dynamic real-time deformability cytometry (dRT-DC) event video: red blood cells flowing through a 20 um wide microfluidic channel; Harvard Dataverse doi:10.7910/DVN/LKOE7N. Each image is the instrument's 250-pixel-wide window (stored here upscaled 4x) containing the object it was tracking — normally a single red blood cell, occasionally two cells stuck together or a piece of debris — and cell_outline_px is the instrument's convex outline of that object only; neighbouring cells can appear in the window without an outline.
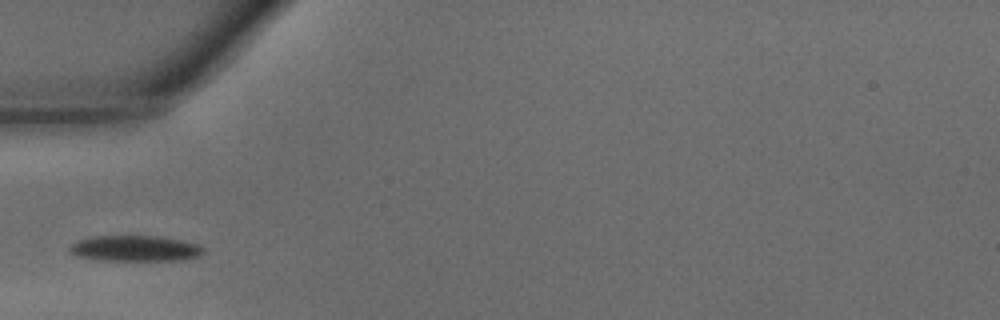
{"species": "common noctule bat (a hibernating species)", "species_latin": "Nyctalus noctula", "temperature_condition": "warm", "stored_images_in_passage": 22, "camera_frame_rate_fps": 3000, "um_per_image_px": 0.085, "animal": {"sex": "male", "body_mass_g": 15.6}, "frame": {"image": 1, "passage_image": 1, "time_ms": 0.0, "image_size_px": [1000, 320], "cell_outline_px": [[204, 252], [200, 256], [180, 260], [100, 260], [76, 256], [68, 248], [76, 240], [92, 236], [156, 236], [184, 240], [200, 244], [204, 248]], "centroid_in_image_um": [11.51, 21.11], "position_along_channel_um": 73.5, "area_um2": 20.23}}
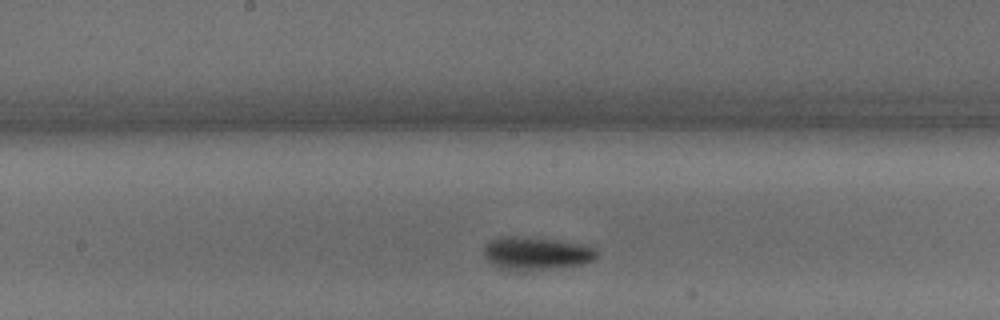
{"frame": {"image": 2, "passage_image": 10, "time_ms": 3.0, "image_size_px": [1000, 320], "cell_outline_px": [[596, 260], [584, 264], [524, 272], [500, 268], [488, 260], [484, 256], [484, 244], [488, 240], [500, 236], [516, 236], [556, 240], [580, 244], [592, 248], [596, 252]], "centroid_in_image_um": [45.53, 21.55], "position_along_channel_um": 202.7, "area_um2": 21.85}}
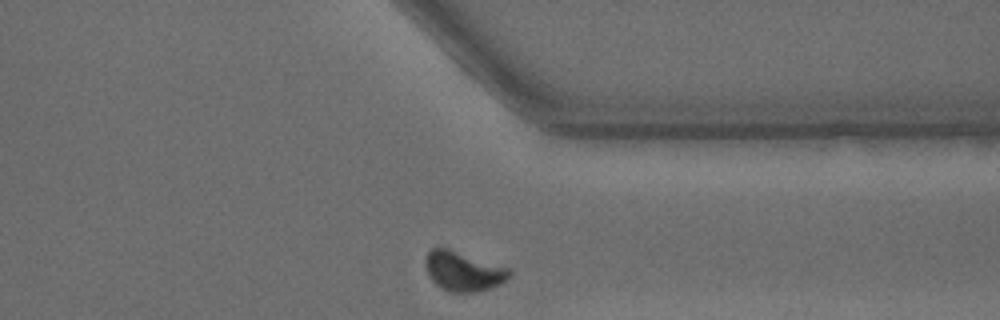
{"frame": {"image": 3, "passage_image": 22, "time_ms": 7.0, "image_size_px": [1000, 320], "cell_outline_px": [[512, 276], [500, 284], [480, 292], [448, 292], [440, 288], [428, 276], [424, 264], [424, 260], [428, 252], [432, 248], [448, 248], [512, 268]], "centroid_in_image_um": [39.41, 23.06], "position_along_channel_um": 372.0, "area_um2": 19.83}}